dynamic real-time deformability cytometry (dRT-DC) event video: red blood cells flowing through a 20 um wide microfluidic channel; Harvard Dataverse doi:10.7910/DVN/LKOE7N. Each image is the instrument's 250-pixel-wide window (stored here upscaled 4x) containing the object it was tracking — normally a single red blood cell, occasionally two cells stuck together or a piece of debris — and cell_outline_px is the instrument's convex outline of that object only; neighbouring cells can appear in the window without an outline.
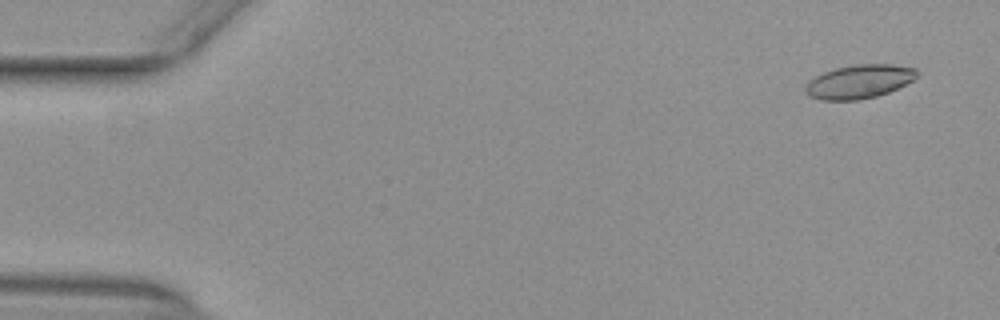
{"species": "common noctule bat (a hibernating species)", "species_latin": "Nyctalus noctula", "temperature_condition": "warm", "stored_images_in_passage": 14, "camera_frame_rate_fps": 3000, "um_per_image_px": 0.085, "animal": {"sex": "female", "body_mass_g": 29.2, "forearm_length_mm": 56.3}, "frame": {"image": 1, "passage_image": 3, "time_ms": 0.667, "image_size_px": [1000, 320], "cell_outline_px": [[920, 72], [912, 80], [888, 92], [876, 96], [860, 100], [820, 100], [808, 96], [804, 92], [804, 88], [808, 80], [824, 72], [836, 68], [852, 64], [892, 64], [916, 68]], "centroid_in_image_um": [72.99, 6.93], "position_along_channel_um": 12.0, "area_um2": 22.02}}